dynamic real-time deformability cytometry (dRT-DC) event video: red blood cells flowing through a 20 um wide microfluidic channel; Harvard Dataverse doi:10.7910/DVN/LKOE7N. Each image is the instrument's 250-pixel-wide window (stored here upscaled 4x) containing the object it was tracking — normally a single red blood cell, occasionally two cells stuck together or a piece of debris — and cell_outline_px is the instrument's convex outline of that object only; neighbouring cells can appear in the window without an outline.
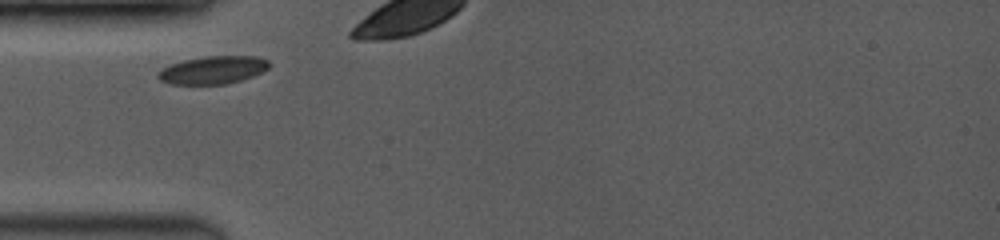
{"species": "common noctule bat (a hibernating species)", "species_latin": "Nyctalus noctula", "temperature_condition": "room temperature", "stored_images_in_passage": 10, "camera_frame_rate_fps": 3500, "um_per_image_px": 0.085, "animal": {"sex": "female", "body_mass_g": 19.0, "forearm_length_mm": 53.3}, "frame": {"image": 1, "passage_image": 1, "time_ms": 0.0, "image_size_px": [1000, 240], "cell_outline_px": [[268, 68], [252, 76], [240, 80], [224, 84], [172, 84], [160, 80], [156, 76], [156, 72], [172, 64], [184, 60], [204, 56], [256, 56], [268, 60]], "centroid_in_image_um": [18.07, 5.94], "position_along_channel_um": 66.9, "area_um2": 17.8}}